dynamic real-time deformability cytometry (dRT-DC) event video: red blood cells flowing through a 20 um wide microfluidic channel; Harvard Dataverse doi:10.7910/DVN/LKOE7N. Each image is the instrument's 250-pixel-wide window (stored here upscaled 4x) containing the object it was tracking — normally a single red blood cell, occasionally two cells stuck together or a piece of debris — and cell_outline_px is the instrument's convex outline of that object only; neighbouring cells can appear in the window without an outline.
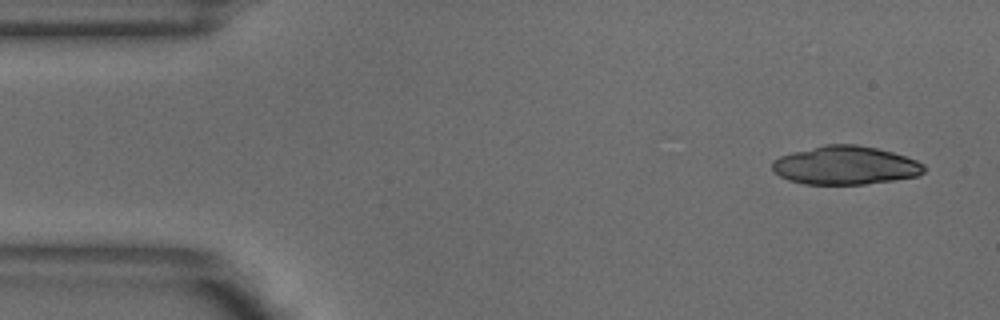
{"species": "common noctule bat (a hibernating species)", "species_latin": "Nyctalus noctula", "temperature_condition": "warm", "stored_images_in_passage": 3, "camera_frame_rate_fps": 3000, "um_per_image_px": 0.085, "animal": {"sex": "male", "body_mass_g": 18.8}, "frame": {"image": 1, "passage_image": 1, "time_ms": 0.0, "image_size_px": [1000, 320], "cell_outline_px": [[924, 172], [920, 176], [864, 184], [804, 184], [788, 180], [780, 176], [772, 168], [772, 160], [780, 156], [792, 152], [824, 144], [856, 144], [876, 148], [892, 152], [916, 160], [924, 164]], "centroid_in_image_um": [71.84, 14.05], "position_along_channel_um": 13.2, "area_um2": 34.04}}